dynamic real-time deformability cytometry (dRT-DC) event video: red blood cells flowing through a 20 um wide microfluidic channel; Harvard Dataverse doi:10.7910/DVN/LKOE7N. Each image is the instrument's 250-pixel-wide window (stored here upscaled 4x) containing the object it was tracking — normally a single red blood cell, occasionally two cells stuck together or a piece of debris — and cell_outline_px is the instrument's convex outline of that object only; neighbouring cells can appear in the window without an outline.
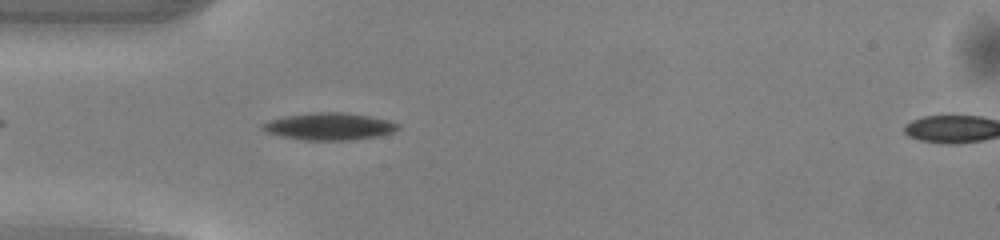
{"species": "common noctule bat (a hibernating species)", "species_latin": "Nyctalus noctula", "temperature_condition": "warm", "stored_images_in_passage": 35, "camera_frame_rate_fps": 3000, "um_per_image_px": 0.085, "animal": {"sex": "male", "body_mass_g": 13.0, "forearm_length_mm": 53.1}, "frame": {"image": 1, "passage_image": 2, "time_ms": 0.333, "image_size_px": [1000, 240], "cell_outline_px": [[400, 128], [392, 132], [380, 136], [348, 140], [304, 140], [280, 136], [264, 132], [260, 128], [260, 124], [268, 120], [284, 116], [308, 112], [344, 112], [368, 116], [388, 120], [400, 124]], "centroid_in_image_um": [27.93, 10.74], "position_along_channel_um": 57.1, "area_um2": 21.73}}
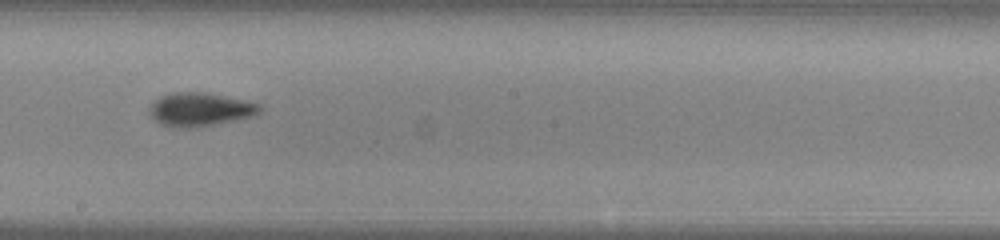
{"frame": {"image": 2, "passage_image": 15, "time_ms": 4.667, "image_size_px": [1000, 240], "cell_outline_px": [[264, 108], [256, 116], [196, 128], [172, 128], [160, 124], [148, 112], [148, 108], [160, 96], [172, 92], [204, 92], [244, 100], [260, 104]], "centroid_in_image_um": [17.02, 9.32], "position_along_channel_um": 231.2, "area_um2": 21.85}}
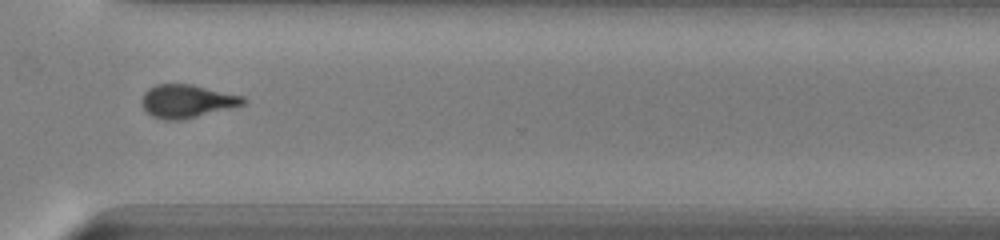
{"frame": {"image": 3, "passage_image": 24, "time_ms": 7.667, "image_size_px": [1000, 240], "cell_outline_px": [[248, 100], [244, 104], [184, 120], [164, 120], [152, 116], [140, 104], [140, 100], [144, 92], [148, 88], [156, 84], [192, 84], [244, 96]], "centroid_in_image_um": [15.87, 8.59], "position_along_channel_um": 354.7, "area_um2": 19.77}, "authors_computed_cell_mechanics": {"area_um2": 20.1144, "velocity_mm_per_s": 4.1106, "shape_relaxation_time_tau1_ms": 2.7375, "shape_relaxation_time_tau2_ms": 2.5413, "deformation_change_tau1": 0.1338, "deformation_change_tau2": 0.0951}}